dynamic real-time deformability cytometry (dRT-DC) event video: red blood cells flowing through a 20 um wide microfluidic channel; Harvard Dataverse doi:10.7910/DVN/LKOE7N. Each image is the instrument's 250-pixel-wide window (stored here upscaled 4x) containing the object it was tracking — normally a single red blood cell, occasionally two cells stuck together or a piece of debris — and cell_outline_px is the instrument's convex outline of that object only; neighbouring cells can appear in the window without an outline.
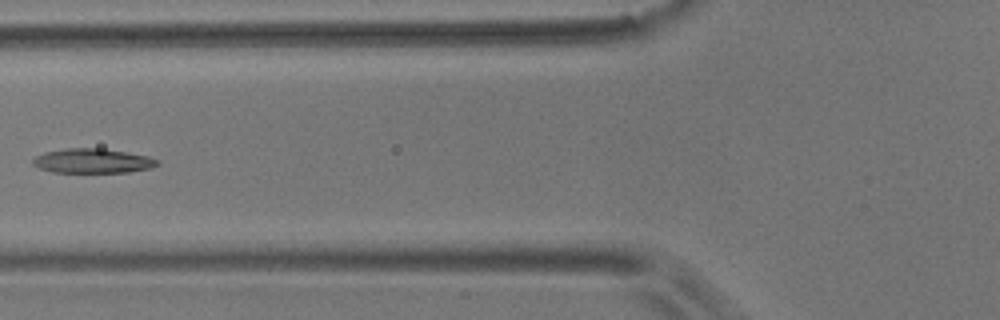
{"species": "common noctule bat (a hibernating species)", "species_latin": "Nyctalus noctula", "temperature_condition": "room temperature", "stored_images_in_passage": 7, "camera_frame_rate_fps": 3000, "um_per_image_px": 0.085, "animal": {"sex": "male", "body_mass_g": 17.9}, "frame": {"image": 1, "passage_image": 7, "time_ms": 7.0, "image_size_px": [1000, 320], "cell_outline_px": [[160, 164], [152, 168], [128, 172], [52, 172], [40, 168], [32, 164], [32, 160], [36, 156], [44, 152], [64, 148], [104, 148], [148, 156], [160, 160]], "centroid_in_image_um": [7.9, 13.67], "position_along_channel_um": 117.9, "area_um2": 17.92}}